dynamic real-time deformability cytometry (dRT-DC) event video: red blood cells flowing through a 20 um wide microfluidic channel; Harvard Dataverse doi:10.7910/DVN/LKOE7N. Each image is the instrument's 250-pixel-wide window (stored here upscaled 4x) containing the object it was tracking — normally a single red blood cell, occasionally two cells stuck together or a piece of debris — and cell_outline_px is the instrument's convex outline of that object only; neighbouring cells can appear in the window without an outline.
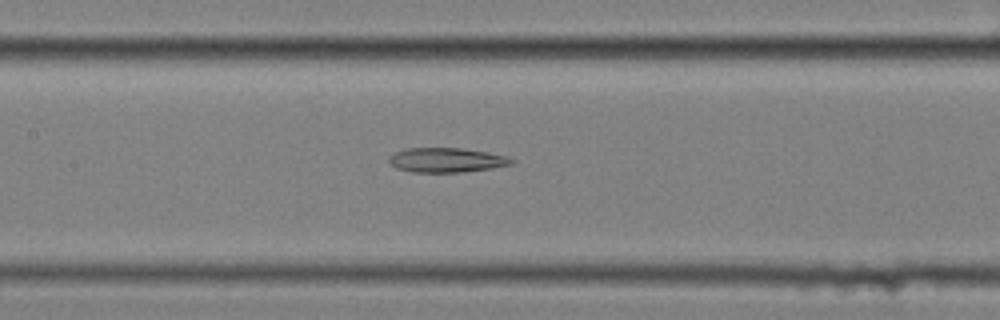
{"species": "common noctule bat (a hibernating species)", "species_latin": "Nyctalus noctula", "temperature_condition": "cold", "stored_images_in_passage": 35, "camera_frame_rate_fps": 3000, "um_per_image_px": 0.085, "animal": {"sex": "female", "body_mass_g": 25.1}, "frame": {"image": 1, "passage_image": 8, "time_ms": 2.333, "image_size_px": [1000, 320], "cell_outline_px": [[516, 160], [512, 164], [492, 168], [464, 172], [412, 172], [396, 168], [388, 160], [388, 156], [404, 148], [460, 148], [488, 152], [508, 156]], "centroid_in_image_um": [37.97, 13.6], "position_along_channel_um": 169.4, "area_um2": 17.63}}
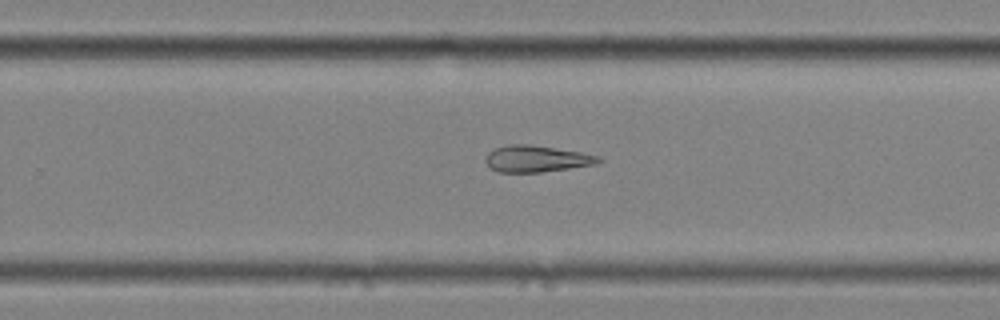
{"frame": {"image": 2, "passage_image": 18, "time_ms": 5.667, "image_size_px": [1000, 320], "cell_outline_px": [[604, 160], [596, 164], [540, 172], [500, 172], [492, 168], [484, 160], [484, 156], [488, 152], [496, 148], [508, 144], [528, 144], [580, 152], [600, 156]], "centroid_in_image_um": [45.6, 13.49], "position_along_channel_um": 284.2, "area_um2": 17.34}}
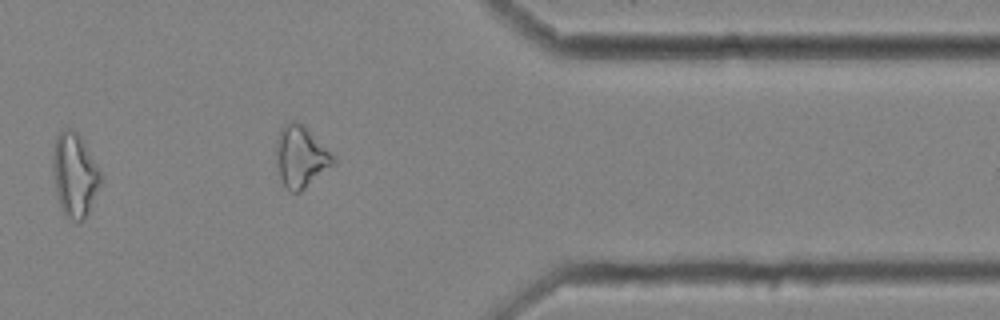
{"frame": {"image": 3, "passage_image": 28, "time_ms": 9.0, "image_size_px": [1000, 320], "cell_outline_px": [[100, 184], [88, 212], [84, 220], [72, 220], [64, 212], [60, 204], [56, 192], [52, 168], [52, 152], [56, 136], [64, 128], [72, 128], [80, 136], [100, 168]], "centroid_in_image_um": [6.33, 14.81], "position_along_channel_um": 405.1, "area_um2": 23.12}}